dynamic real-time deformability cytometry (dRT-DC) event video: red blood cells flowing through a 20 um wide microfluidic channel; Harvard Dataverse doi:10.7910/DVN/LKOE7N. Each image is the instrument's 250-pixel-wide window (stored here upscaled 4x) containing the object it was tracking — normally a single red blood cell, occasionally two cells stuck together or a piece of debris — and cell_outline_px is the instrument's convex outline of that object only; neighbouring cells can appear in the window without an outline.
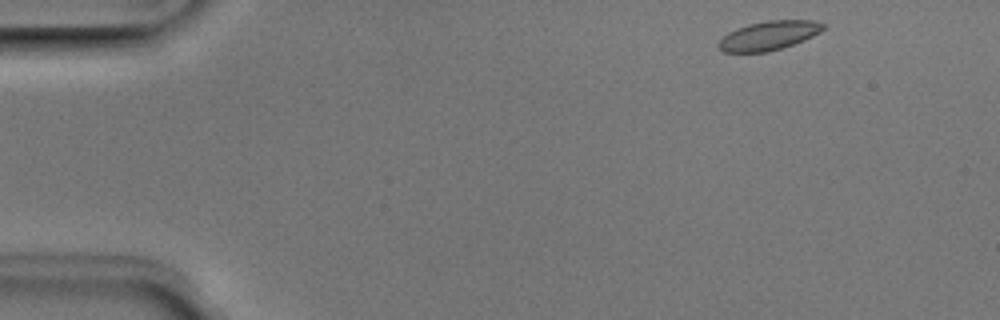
{"species": "Egyptian fruit bat (a non-hibernating species)", "species_latin": "Rousettus aegyptiacus", "temperature_condition": "room temperature", "stored_images_in_passage": 8, "camera_frame_rate_fps": 3000, "um_per_image_px": 0.085, "animal": {"sex": "male"}, "frame": {"image": 1, "passage_image": 1, "time_ms": 0.0, "image_size_px": [1000, 320], "cell_outline_px": [[824, 28], [820, 32], [804, 40], [768, 52], [724, 52], [716, 48], [716, 44], [728, 32], [736, 28], [748, 24], [768, 20], [812, 20], [824, 24]], "centroid_in_image_um": [65.3, 3.02], "position_along_channel_um": 19.7, "area_um2": 17.69}}
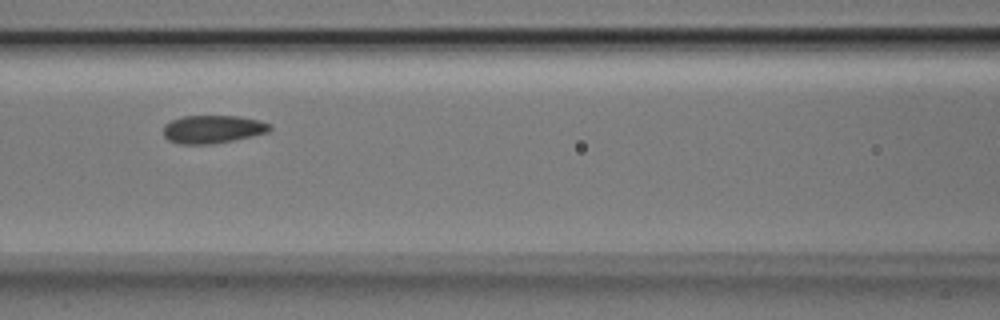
{"frame": {"image": 2, "passage_image": 6, "time_ms": 1.667, "image_size_px": [1000, 320], "cell_outline_px": [[272, 128], [268, 132], [252, 136], [212, 144], [180, 144], [168, 140], [164, 136], [164, 124], [172, 120], [184, 116], [240, 116], [260, 120], [272, 124]], "centroid_in_image_um": [18.1, 10.98], "position_along_channel_um": 148.5, "area_um2": 17.46}}
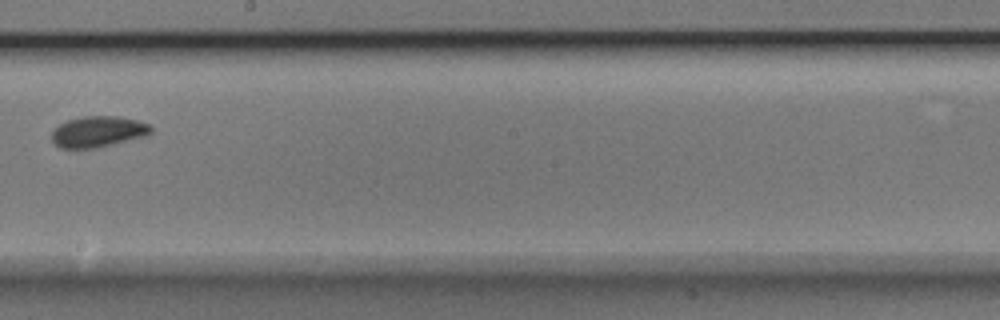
{"frame": {"image": 3, "passage_image": 8, "time_ms": 2.333, "image_size_px": [1000, 320], "cell_outline_px": [[152, 132], [148, 136], [96, 148], [60, 148], [52, 144], [52, 128], [68, 120], [84, 116], [120, 116], [136, 120], [148, 124], [152, 128]], "centroid_in_image_um": [8.33, 11.2], "position_along_channel_um": 239.9, "area_um2": 18.15}}